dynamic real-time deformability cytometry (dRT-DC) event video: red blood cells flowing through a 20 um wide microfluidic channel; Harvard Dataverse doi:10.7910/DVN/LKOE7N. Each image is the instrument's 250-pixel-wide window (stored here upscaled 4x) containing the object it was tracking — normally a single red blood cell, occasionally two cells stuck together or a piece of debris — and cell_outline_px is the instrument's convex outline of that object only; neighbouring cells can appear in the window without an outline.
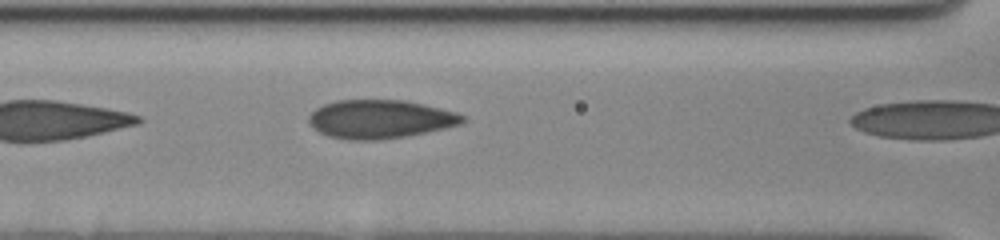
{"species": "human", "species_latin": "Homo sapiens", "temperature_condition": "cold", "stored_images_in_passage": 5, "camera_frame_rate_fps": 3000, "um_per_image_px": 0.085, "donor": {"sex": "female"}, "frame": {"image": 1, "passage_image": 4, "time_ms": 1.0, "image_size_px": [1000, 240], "cell_outline_px": [[464, 120], [460, 124], [444, 128], [408, 136], [380, 140], [348, 140], [328, 136], [312, 128], [308, 124], [308, 116], [316, 108], [324, 104], [336, 100], [404, 100], [424, 104], [456, 112], [464, 116]], "centroid_in_image_um": [32.26, 10.13], "position_along_channel_um": 134.3, "area_um2": 34.68}}